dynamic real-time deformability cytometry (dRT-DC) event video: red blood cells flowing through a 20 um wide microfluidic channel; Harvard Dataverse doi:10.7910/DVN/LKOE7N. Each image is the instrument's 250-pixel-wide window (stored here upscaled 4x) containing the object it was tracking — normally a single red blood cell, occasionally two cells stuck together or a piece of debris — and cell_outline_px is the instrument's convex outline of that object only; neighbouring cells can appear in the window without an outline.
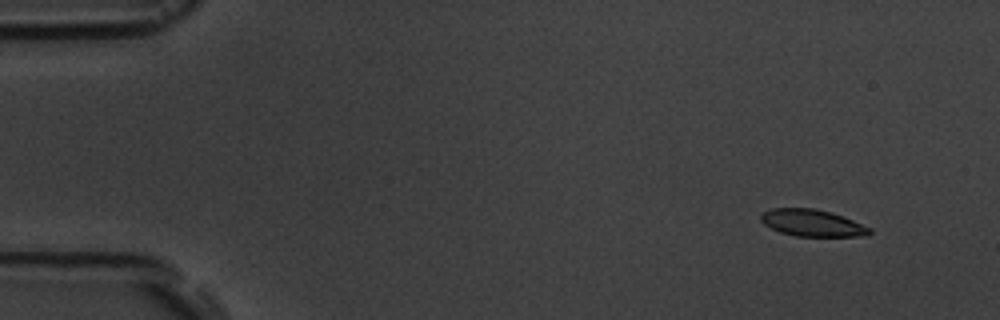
{"species": "common noctule bat (a hibernating species)", "species_latin": "Nyctalus noctula", "temperature_condition": "room temperature", "stored_images_in_passage": 10, "camera_frame_rate_fps": 3000, "um_per_image_px": 0.085, "animal": {"sex": "male", "body_mass_g": 19.5, "forearm_length_mm": 54.6}, "frame": {"image": 1, "passage_image": 1, "time_ms": 0.0, "image_size_px": [1000, 320], "cell_outline_px": [[872, 232], [868, 236], [796, 236], [780, 232], [764, 224], [760, 220], [760, 216], [764, 212], [772, 208], [816, 208], [832, 212], [872, 228]], "centroid_in_image_um": [69.06, 18.95], "position_along_channel_um": 15.9, "area_um2": 17.05}}
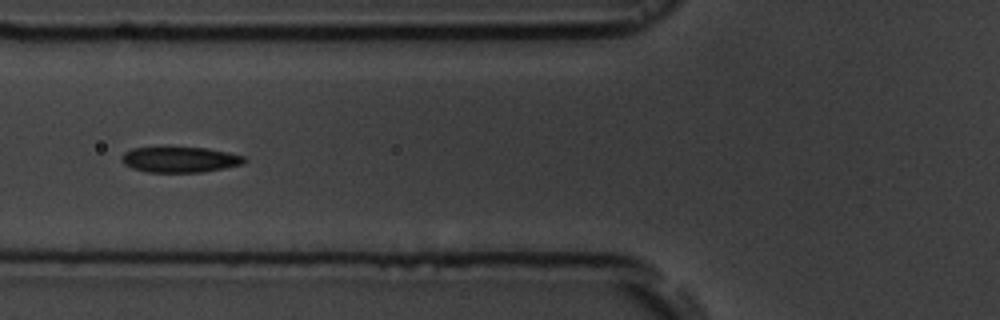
{"frame": {"image": 2, "passage_image": 6, "time_ms": 5.667, "image_size_px": [1000, 320], "cell_outline_px": [[248, 160], [244, 164], [224, 168], [200, 172], [148, 172], [132, 168], [124, 164], [120, 160], [120, 156], [124, 152], [132, 148], [208, 148], [228, 152], [244, 156]], "centroid_in_image_um": [15.3, 13.57], "position_along_channel_um": 110.5, "area_um2": 18.26}}
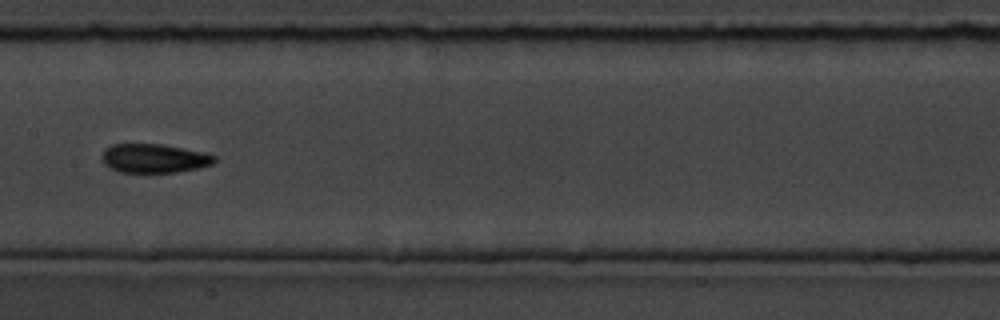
{"frame": {"image": 3, "passage_image": 8, "time_ms": 8.0, "image_size_px": [1000, 320], "cell_outline_px": [[216, 160], [212, 164], [196, 168], [176, 172], [120, 172], [104, 164], [100, 156], [112, 144], [160, 144], [184, 148], [204, 152], [216, 156]], "centroid_in_image_um": [13.11, 13.45], "position_along_channel_um": 194.3, "area_um2": 18.79}}